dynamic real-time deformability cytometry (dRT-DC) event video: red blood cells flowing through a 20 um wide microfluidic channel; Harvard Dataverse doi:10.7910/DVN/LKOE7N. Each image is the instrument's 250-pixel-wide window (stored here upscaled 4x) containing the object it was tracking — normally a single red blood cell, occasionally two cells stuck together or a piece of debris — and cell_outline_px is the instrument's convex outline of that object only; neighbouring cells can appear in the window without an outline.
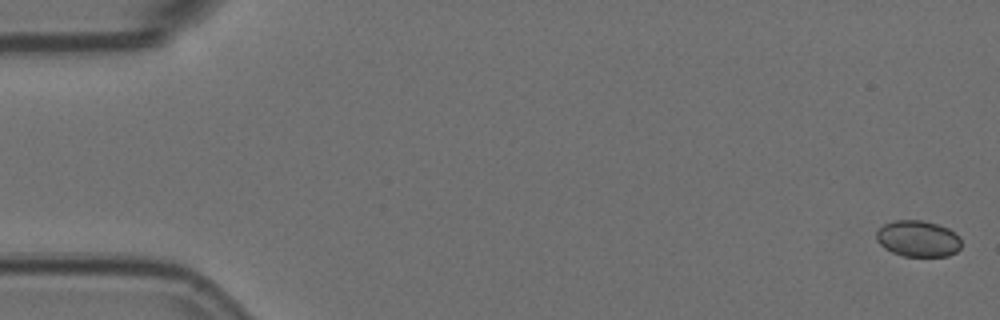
{"species": "Egyptian fruit bat (a non-hibernating species)", "species_latin": "Rousettus aegyptiacus", "temperature_condition": "room temperature", "stored_images_in_passage": 14, "camera_frame_rate_fps": 3000, "um_per_image_px": 0.085, "animal": {"sex": "female"}, "frame": {"image": 1, "passage_image": 1, "time_ms": 0.0, "image_size_px": [1000, 320], "cell_outline_px": [[960, 248], [956, 252], [948, 256], [904, 256], [892, 252], [884, 248], [876, 240], [876, 232], [884, 224], [896, 220], [920, 220], [936, 224], [948, 228], [960, 236]], "centroid_in_image_um": [78.03, 20.29], "position_along_channel_um": 7.0, "area_um2": 17.92}}
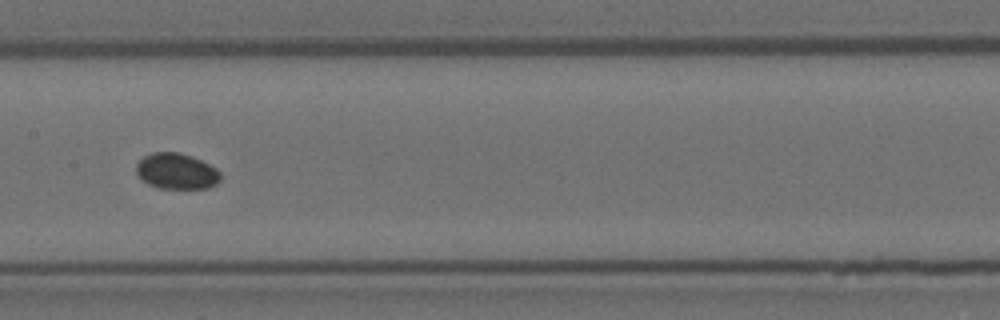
{"frame": {"image": 2, "passage_image": 8, "time_ms": 2.333, "image_size_px": [1000, 320], "cell_outline_px": [[220, 180], [216, 184], [208, 188], [160, 188], [148, 184], [140, 180], [136, 172], [136, 164], [144, 156], [152, 152], [180, 152], [192, 156], [216, 168], [220, 172]], "centroid_in_image_um": [14.98, 14.55], "position_along_channel_um": 192.4, "area_um2": 17.69}}
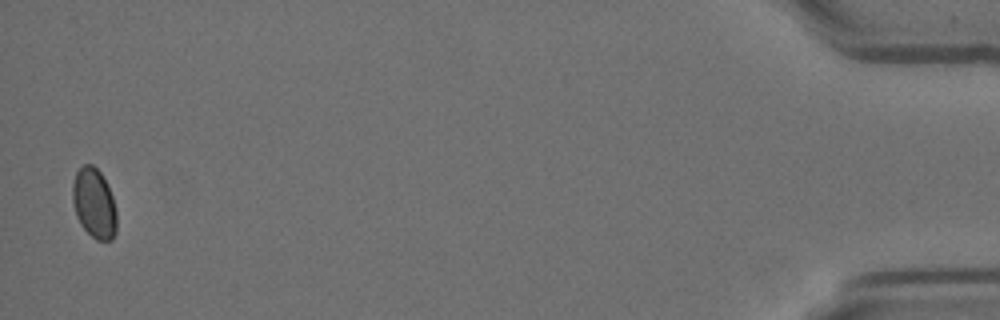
{"frame": {"image": 3, "passage_image": 14, "time_ms": 4.333, "image_size_px": [1000, 320], "cell_outline_px": [[116, 232], [112, 240], [96, 240], [80, 224], [76, 216], [72, 200], [72, 184], [76, 172], [84, 164], [92, 164], [100, 172], [112, 196], [116, 212]], "centroid_in_image_um": [7.98, 17.29], "position_along_channel_um": 427.2, "area_um2": 17.86}}